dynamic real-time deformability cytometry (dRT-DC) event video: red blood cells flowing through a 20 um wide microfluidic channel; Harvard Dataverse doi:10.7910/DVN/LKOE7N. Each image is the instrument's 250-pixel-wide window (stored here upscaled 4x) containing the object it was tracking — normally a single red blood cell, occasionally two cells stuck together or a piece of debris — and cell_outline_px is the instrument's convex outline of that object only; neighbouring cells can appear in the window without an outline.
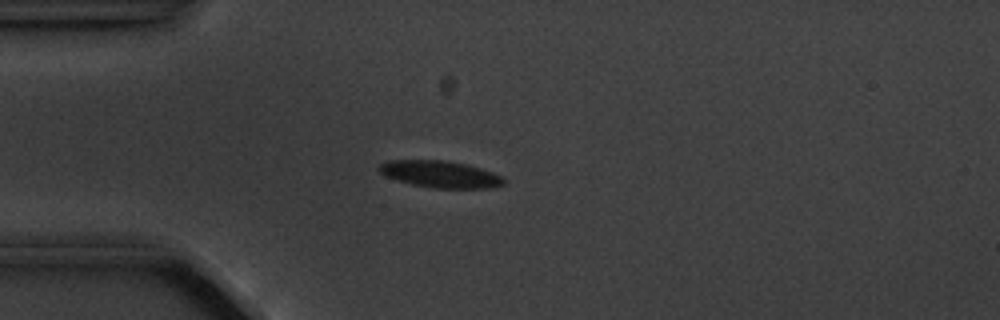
{"species": "common noctule bat (a hibernating species)", "species_latin": "Nyctalus noctula", "temperature_condition": "cold", "stored_images_in_passage": 3, "camera_frame_rate_fps": 3000, "um_per_image_px": 0.085, "animal": {"sex": "male", "body_mass_g": 20.1, "forearm_length_mm": 53.5}, "frame": {"image": 1, "passage_image": 3, "time_ms": 3.0, "image_size_px": [1000, 320], "cell_outline_px": [[504, 184], [488, 188], [436, 188], [412, 184], [396, 180], [384, 176], [376, 168], [380, 164], [388, 160], [444, 160], [468, 164], [504, 176]], "centroid_in_image_um": [37.4, 14.8], "position_along_channel_um": 47.6, "area_um2": 19.59}}